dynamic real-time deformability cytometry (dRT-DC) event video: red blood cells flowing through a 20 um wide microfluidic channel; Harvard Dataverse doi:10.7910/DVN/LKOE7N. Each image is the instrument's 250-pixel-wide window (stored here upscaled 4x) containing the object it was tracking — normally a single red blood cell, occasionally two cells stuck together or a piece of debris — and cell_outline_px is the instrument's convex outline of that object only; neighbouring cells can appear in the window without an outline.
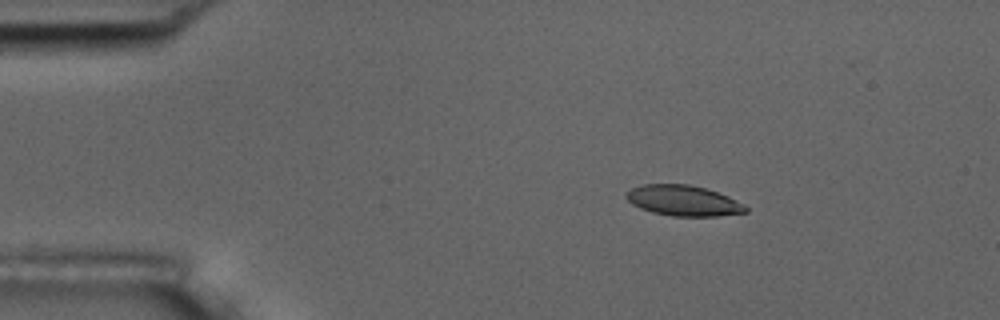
{"species": "common noctule bat (a hibernating species)", "species_latin": "Nyctalus noctula", "temperature_condition": "room temperature", "stored_images_in_passage": 4, "camera_frame_rate_fps": 3000, "um_per_image_px": 0.085, "animal": {"sex": "male", "body_mass_g": 17.5, "forearm_length_mm": 52.3}, "frame": {"image": 1, "passage_image": 2, "time_ms": 1.0, "image_size_px": [1000, 320], "cell_outline_px": [[748, 212], [716, 216], [672, 216], [652, 212], [640, 208], [632, 204], [624, 196], [632, 188], [644, 184], [688, 184], [704, 188], [728, 196], [744, 204], [748, 208]], "centroid_in_image_um": [58.09, 17.06], "position_along_channel_um": 26.9, "area_um2": 21.15}}